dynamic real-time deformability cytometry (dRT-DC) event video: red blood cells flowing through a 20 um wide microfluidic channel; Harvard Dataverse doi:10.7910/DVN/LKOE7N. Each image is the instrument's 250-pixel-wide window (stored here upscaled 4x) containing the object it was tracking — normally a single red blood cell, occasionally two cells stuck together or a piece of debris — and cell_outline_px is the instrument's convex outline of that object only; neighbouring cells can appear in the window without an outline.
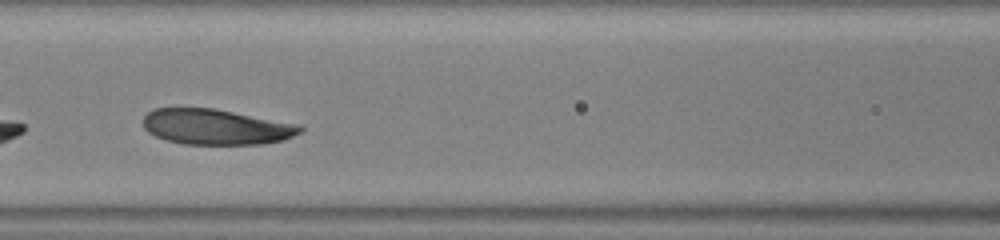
{"species": "human", "species_latin": "Homo sapiens", "temperature_condition": "warm", "stored_images_in_passage": 30, "segment_of_instrument_passage": [2, 2], "camera_frame_rate_fps": 3000, "um_per_image_px": 0.085, "donor": {"sex": "male"}, "frame": {"image": 1, "passage_image": 11, "time_ms": 3.333, "image_size_px": [1000, 240], "cell_outline_px": [[304, 128], [300, 132], [284, 140], [260, 144], [184, 144], [164, 140], [148, 132], [144, 128], [144, 116], [148, 112], [156, 108], [212, 108], [300, 124]], "centroid_in_image_um": [18.36, 10.79], "position_along_channel_um": 148.2, "area_um2": 32.43}}
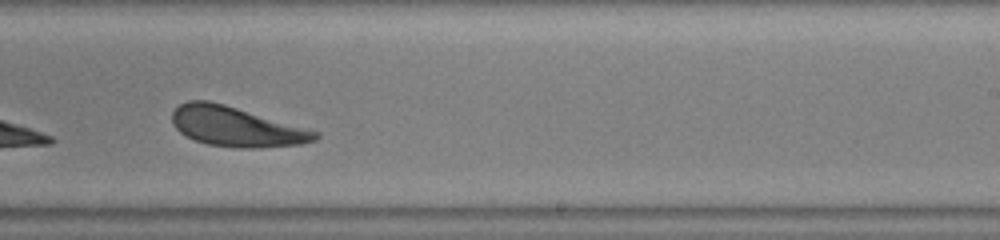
{"frame": {"image": 2, "passage_image": 19, "time_ms": 6.0, "image_size_px": [1000, 240], "cell_outline_px": [[320, 136], [316, 140], [300, 144], [260, 148], [236, 148], [208, 144], [196, 140], [180, 132], [172, 124], [172, 112], [180, 104], [188, 100], [208, 100], [224, 104], [320, 132]], "centroid_in_image_um": [20.08, 10.77], "position_along_channel_um": 268.9, "area_um2": 33.0}}
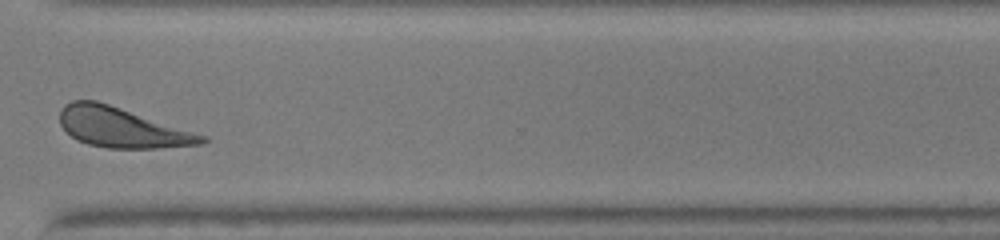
{"frame": {"image": 3, "passage_image": 25, "time_ms": 8.0, "image_size_px": [1000, 240], "cell_outline_px": [[208, 140], [200, 144], [156, 148], [108, 148], [88, 144], [76, 140], [60, 124], [60, 108], [64, 104], [72, 100], [96, 100], [208, 136]], "centroid_in_image_um": [10.33, 10.83], "position_along_channel_um": 360.3, "area_um2": 32.83}}